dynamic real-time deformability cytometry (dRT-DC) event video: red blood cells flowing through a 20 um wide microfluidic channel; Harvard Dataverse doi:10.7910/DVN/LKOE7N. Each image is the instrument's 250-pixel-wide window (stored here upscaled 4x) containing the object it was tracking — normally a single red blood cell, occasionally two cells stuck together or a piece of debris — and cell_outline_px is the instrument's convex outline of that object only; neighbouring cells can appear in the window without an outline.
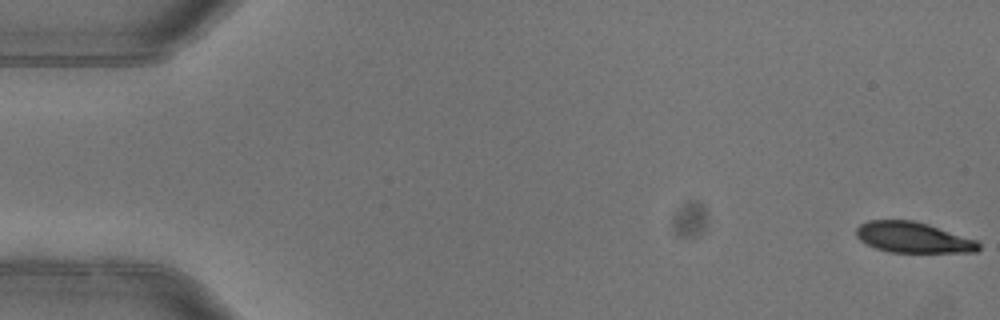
{"species": "common noctule bat (a hibernating species)", "species_latin": "Nyctalus noctula", "temperature_condition": "warm", "stored_images_in_passage": 5, "camera_frame_rate_fps": 3000, "um_per_image_px": 0.085, "animal": {"sex": "female"}, "frame": {"image": 1, "passage_image": 1, "time_ms": 0.0, "image_size_px": [1000, 320], "cell_outline_px": [[980, 248], [976, 252], [888, 252], [876, 248], [860, 240], [856, 236], [856, 228], [860, 224], [868, 220], [912, 220], [928, 224], [976, 240], [980, 244]], "centroid_in_image_um": [77.6, 20.18], "position_along_channel_um": 7.4, "area_um2": 21.79}}
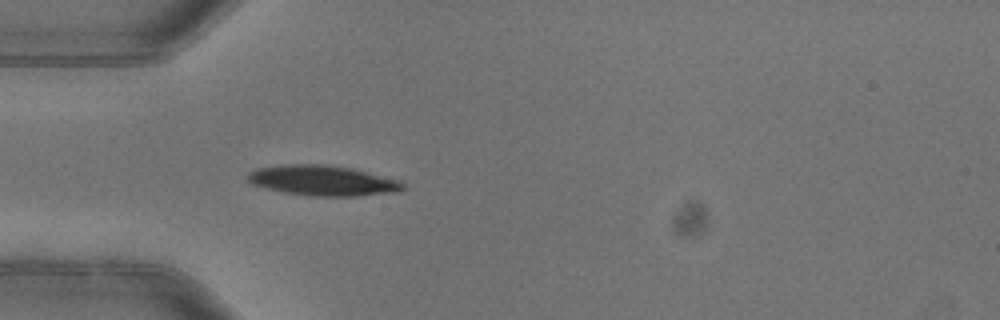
{"frame": {"image": 2, "passage_image": 5, "time_ms": 1.333, "image_size_px": [1000, 320], "cell_outline_px": [[404, 188], [400, 192], [356, 196], [308, 196], [284, 192], [252, 184], [248, 180], [248, 176], [252, 172], [260, 168], [284, 164], [324, 164], [352, 168], [400, 180], [404, 184]], "centroid_in_image_um": [27.5, 15.35], "position_along_channel_um": 57.5, "area_um2": 27.28}}